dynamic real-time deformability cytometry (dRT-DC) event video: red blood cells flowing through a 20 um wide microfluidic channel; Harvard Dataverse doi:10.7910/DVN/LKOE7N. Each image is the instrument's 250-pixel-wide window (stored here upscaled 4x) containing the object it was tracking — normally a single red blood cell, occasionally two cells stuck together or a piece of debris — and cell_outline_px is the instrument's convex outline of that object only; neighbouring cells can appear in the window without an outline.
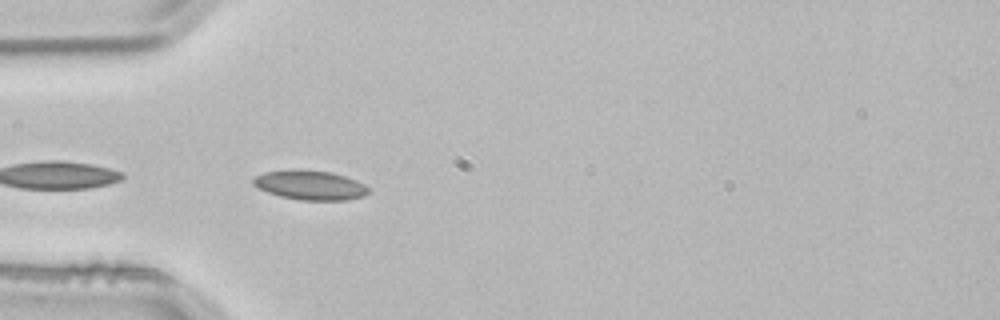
{"species": "common noctule bat (a hibernating species)", "species_latin": "Nyctalus noctula", "temperature_condition": "room temperature", "stored_images_in_passage": 3, "camera_frame_rate_fps": 3000, "um_per_image_px": 0.085, "animal": {"sex": "male", "body_mass_g": 21.5, "forearm_length_mm": 52.0}, "frame": {"image": 1, "passage_image": 3, "time_ms": 0.667, "image_size_px": [1000, 320], "cell_outline_px": [[368, 192], [364, 196], [348, 200], [300, 200], [280, 196], [268, 192], [252, 184], [252, 180], [256, 176], [264, 172], [288, 168], [300, 168], [332, 172], [356, 180], [364, 184], [368, 188]], "centroid_in_image_um": [26.34, 15.71], "position_along_channel_um": 58.7, "area_um2": 20.06}}